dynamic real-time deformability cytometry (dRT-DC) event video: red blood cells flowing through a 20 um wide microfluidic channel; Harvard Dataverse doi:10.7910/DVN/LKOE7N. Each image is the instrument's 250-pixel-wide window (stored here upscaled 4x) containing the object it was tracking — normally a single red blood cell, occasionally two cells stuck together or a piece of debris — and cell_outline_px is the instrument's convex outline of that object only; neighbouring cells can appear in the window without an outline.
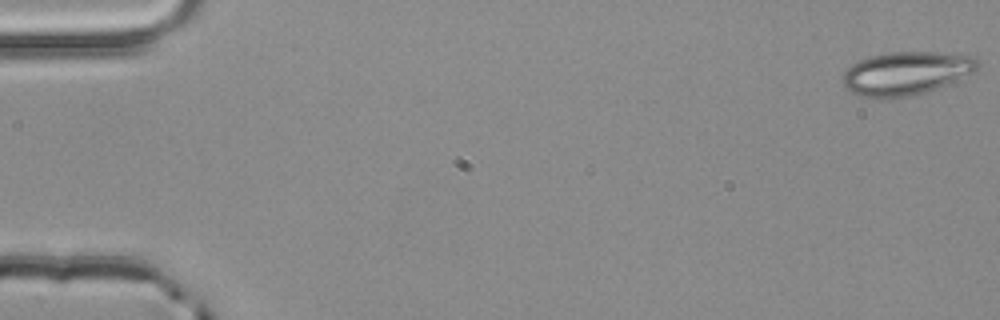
{"species": "common noctule bat (a hibernating species)", "species_latin": "Nyctalus noctula", "temperature_condition": "room temperature", "stored_images_in_passage": 3, "camera_frame_rate_fps": 3000, "um_per_image_px": 0.085, "animal": {"sex": "male", "body_mass_g": 20.4}, "frame": {"image": 1, "passage_image": 1, "time_ms": 0.0, "image_size_px": [1000, 320], "cell_outline_px": [[980, 64], [972, 72], [956, 80], [936, 88], [924, 92], [908, 96], [884, 100], [860, 96], [852, 92], [844, 84], [844, 72], [852, 64], [860, 60], [872, 56], [888, 52], [936, 52], [976, 56], [980, 60]], "centroid_in_image_um": [77.03, 6.23], "position_along_channel_um": 8.0, "area_um2": 33.93}}